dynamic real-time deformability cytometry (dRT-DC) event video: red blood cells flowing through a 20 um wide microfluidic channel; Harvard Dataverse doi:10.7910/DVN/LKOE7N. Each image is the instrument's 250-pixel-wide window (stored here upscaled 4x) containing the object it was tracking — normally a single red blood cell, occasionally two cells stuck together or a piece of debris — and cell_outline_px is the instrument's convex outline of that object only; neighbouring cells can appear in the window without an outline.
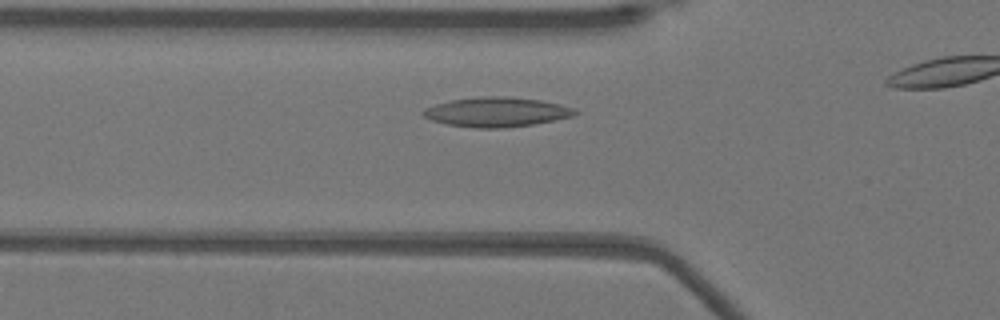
{"species": "Egyptian fruit bat (a non-hibernating species)", "species_latin": "Rousettus aegyptiacus", "temperature_condition": "warm", "stored_images_in_passage": 13, "camera_frame_rate_fps": 3000, "um_per_image_px": 0.085, "animal": {"sex": "female"}, "frame": {"image": 1, "passage_image": 8, "time_ms": 2.333, "image_size_px": [1000, 320], "cell_outline_px": [[580, 112], [572, 116], [556, 120], [532, 124], [504, 128], [472, 128], [448, 124], [432, 120], [424, 116], [420, 112], [436, 104], [452, 100], [480, 96], [504, 96], [540, 100], [560, 104], [576, 108]], "centroid_in_image_um": [42.26, 9.52], "position_along_channel_um": 83.5, "area_um2": 26.13}}
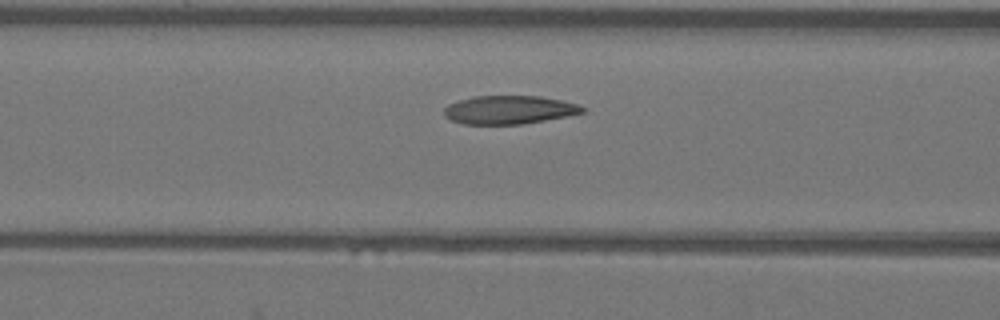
{"frame": {"image": 2, "passage_image": 11, "time_ms": 3.333, "image_size_px": [1000, 320], "cell_outline_px": [[584, 112], [568, 116], [520, 124], [464, 124], [452, 120], [444, 116], [444, 108], [448, 104], [472, 96], [540, 96], [560, 100], [576, 104], [584, 108]], "centroid_in_image_um": [43.24, 9.33], "position_along_channel_um": 123.4, "area_um2": 22.72}}